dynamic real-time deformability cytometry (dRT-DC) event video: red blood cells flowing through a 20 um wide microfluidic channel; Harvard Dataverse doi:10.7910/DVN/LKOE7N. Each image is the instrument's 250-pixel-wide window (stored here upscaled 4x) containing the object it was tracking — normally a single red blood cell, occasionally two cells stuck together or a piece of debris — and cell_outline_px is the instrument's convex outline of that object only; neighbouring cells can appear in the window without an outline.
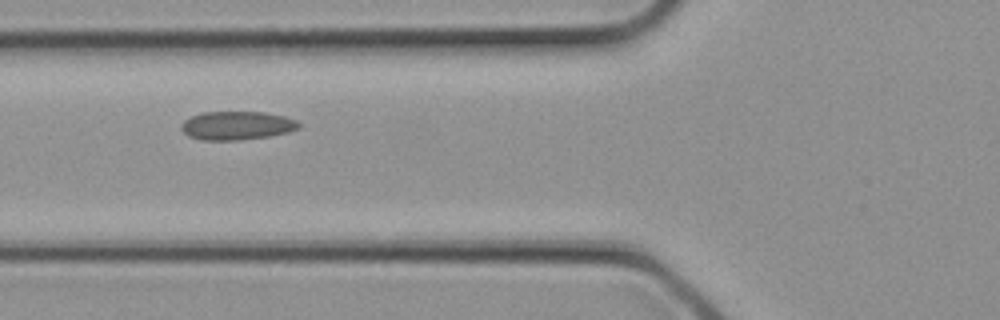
{"species": "common noctule bat (a hibernating species)", "species_latin": "Nyctalus noctula", "temperature_condition": "cold", "stored_images_in_passage": 6, "segment_of_instrument_passage": [1, 2], "camera_frame_rate_fps": 3000, "um_per_image_px": 0.085, "animal": {"sex": "female", "body_mass_g": 21.9}, "frame": {"image": 1, "passage_image": 5, "time_ms": 1.333, "image_size_px": [1000, 320], "cell_outline_px": [[300, 128], [288, 132], [268, 136], [240, 140], [200, 140], [188, 136], [180, 128], [180, 124], [184, 120], [192, 116], [204, 112], [264, 112], [284, 116], [296, 120], [300, 124]], "centroid_in_image_um": [20.12, 10.67], "position_along_channel_um": 105.7, "area_um2": 19.59}}